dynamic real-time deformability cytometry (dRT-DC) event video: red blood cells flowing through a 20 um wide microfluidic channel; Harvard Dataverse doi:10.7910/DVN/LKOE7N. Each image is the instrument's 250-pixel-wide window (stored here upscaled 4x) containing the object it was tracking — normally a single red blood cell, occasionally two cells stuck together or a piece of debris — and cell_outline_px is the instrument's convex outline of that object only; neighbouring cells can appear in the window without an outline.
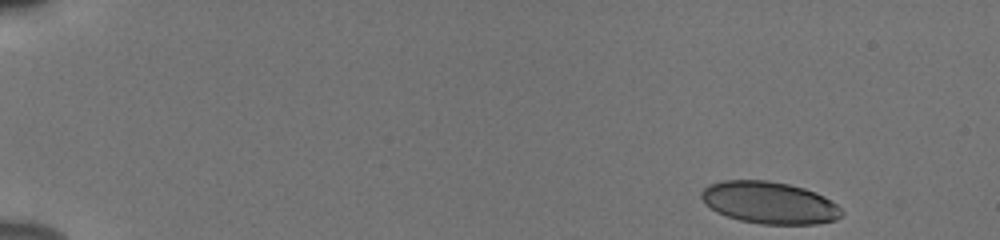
{"species": "human", "species_latin": "Homo sapiens", "temperature_condition": "cold", "stored_images_in_passage": 50, "camera_frame_rate_fps": 3000, "um_per_image_px": 0.085, "donor": {"sex": "male"}, "frame": {"image": 1, "passage_image": 1, "time_ms": 0.0, "image_size_px": [1000, 240], "cell_outline_px": [[844, 212], [836, 220], [816, 224], [760, 224], [740, 220], [716, 212], [704, 204], [700, 196], [700, 192], [708, 184], [724, 180], [768, 180], [788, 184], [804, 188], [816, 192], [824, 196], [836, 204]], "centroid_in_image_um": [65.37, 17.22], "position_along_channel_um": 19.6, "area_um2": 34.56}}
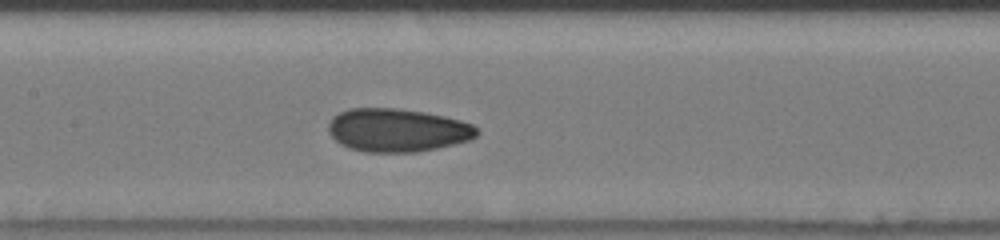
{"frame": {"image": 2, "passage_image": 24, "time_ms": 7.667, "image_size_px": [1000, 240], "cell_outline_px": [[480, 132], [476, 136], [468, 140], [436, 148], [416, 152], [364, 152], [348, 148], [340, 144], [328, 132], [328, 124], [332, 116], [348, 108], [396, 108], [424, 112], [444, 116], [460, 120], [472, 124]], "centroid_in_image_um": [33.74, 11.06], "position_along_channel_um": 173.7, "area_um2": 37.45}}
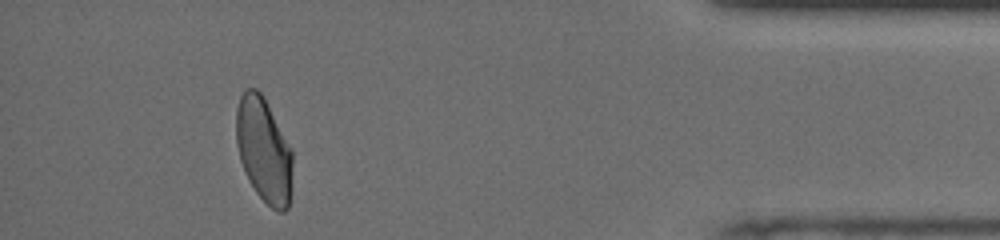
{"frame": {"image": 3, "passage_image": 46, "time_ms": 15.0, "image_size_px": [1000, 240], "cell_outline_px": [[292, 164], [288, 208], [284, 212], [276, 212], [256, 192], [248, 180], [244, 172], [240, 160], [236, 144], [236, 108], [240, 96], [248, 88], [256, 88], [264, 96], [292, 148]], "centroid_in_image_um": [22.41, 12.73], "position_along_channel_um": 412.8, "area_um2": 34.56}, "authors_computed_cell_mechanics": {"area_um2": 35.4603, "velocity_mm_per_s": 3.8506, "shape_relaxation_time_tau1_ms": 5.7508, "shape_relaxation_time_tau2_ms": 1.2354, "deformation_change_tau1": 0.1515, "deformation_change_tau2": 0.0636}}